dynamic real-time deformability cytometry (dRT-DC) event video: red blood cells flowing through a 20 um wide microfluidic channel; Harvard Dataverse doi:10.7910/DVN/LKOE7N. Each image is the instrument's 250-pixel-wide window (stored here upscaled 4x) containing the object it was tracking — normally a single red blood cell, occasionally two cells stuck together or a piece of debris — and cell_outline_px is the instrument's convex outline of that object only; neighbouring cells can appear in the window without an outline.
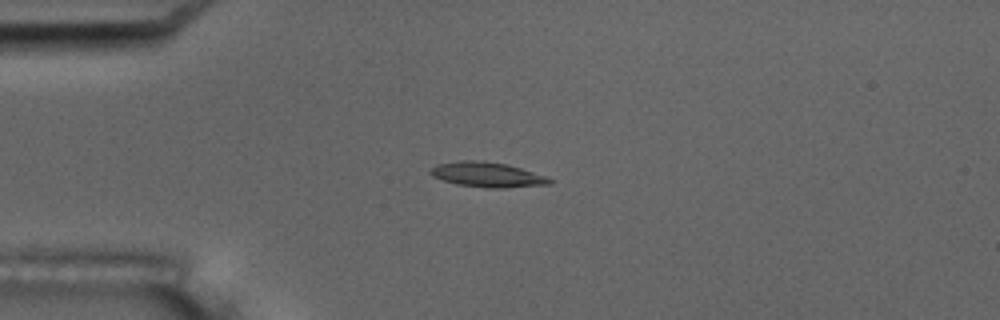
{"species": "common noctule bat (a hibernating species)", "species_latin": "Nyctalus noctula", "temperature_condition": "room temperature", "stored_images_in_passage": 5, "camera_frame_rate_fps": 3000, "um_per_image_px": 0.085, "animal": {"sex": "male", "body_mass_g": 17.5, "forearm_length_mm": 52.3}, "frame": {"image": 1, "passage_image": 4, "time_ms": 3.667, "image_size_px": [1000, 320], "cell_outline_px": [[556, 180], [552, 184], [504, 188], [484, 188], [456, 184], [432, 176], [428, 172], [436, 164], [460, 160], [484, 160], [504, 164], [520, 168], [548, 176]], "centroid_in_image_um": [41.45, 14.85], "position_along_channel_um": 43.5, "area_um2": 17.57}}